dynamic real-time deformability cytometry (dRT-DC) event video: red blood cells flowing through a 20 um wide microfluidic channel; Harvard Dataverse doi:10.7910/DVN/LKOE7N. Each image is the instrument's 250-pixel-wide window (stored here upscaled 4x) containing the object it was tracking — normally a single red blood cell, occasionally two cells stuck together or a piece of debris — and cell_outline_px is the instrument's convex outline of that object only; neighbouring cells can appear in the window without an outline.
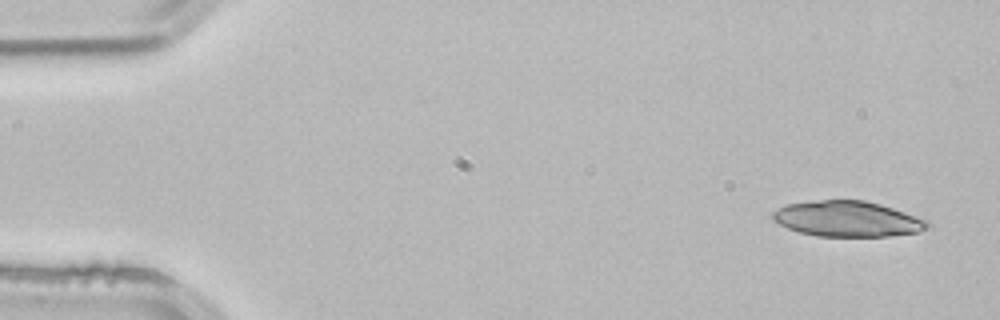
{"species": "common noctule bat (a hibernating species)", "species_latin": "Nyctalus noctula", "temperature_condition": "room temperature", "stored_images_in_passage": 3, "camera_frame_rate_fps": 3000, "um_per_image_px": 0.085, "animal": {"sex": "male", "body_mass_g": 21.5, "forearm_length_mm": 52.0}, "frame": {"image": 1, "passage_image": 1, "time_ms": 0.0, "image_size_px": [1000, 320], "cell_outline_px": [[932, 228], [920, 232], [888, 236], [816, 236], [800, 232], [788, 228], [772, 220], [772, 212], [788, 204], [820, 200], [864, 200], [880, 204], [928, 220]], "centroid_in_image_um": [72.08, 18.61], "position_along_channel_um": 12.9, "area_um2": 32.02}}